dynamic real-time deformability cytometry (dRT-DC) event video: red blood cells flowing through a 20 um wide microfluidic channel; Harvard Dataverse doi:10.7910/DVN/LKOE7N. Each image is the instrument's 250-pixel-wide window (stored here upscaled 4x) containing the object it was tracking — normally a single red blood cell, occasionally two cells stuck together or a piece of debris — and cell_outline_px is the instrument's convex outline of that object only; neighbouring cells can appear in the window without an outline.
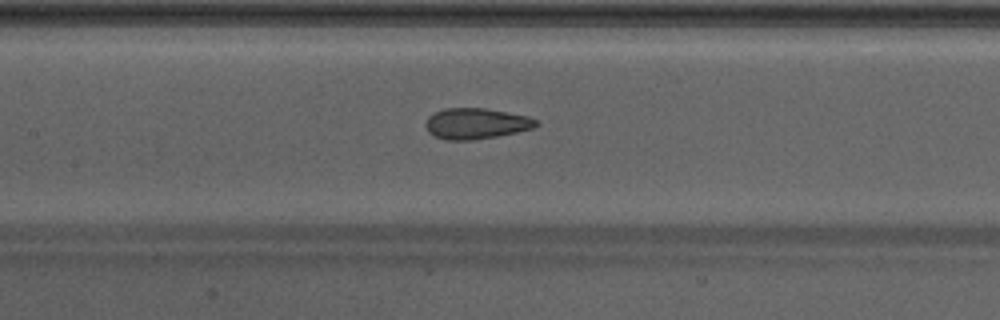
{"species": "Egyptian fruit bat (a non-hibernating species)", "species_latin": "Rousettus aegyptiacus", "temperature_condition": "warm", "stored_images_in_passage": 40, "camera_frame_rate_fps": 3000, "um_per_image_px": 0.085, "animal": {"sex": "male"}, "frame": {"image": 1, "passage_image": 23, "time_ms": 7.333, "image_size_px": [1000, 320], "cell_outline_px": [[540, 124], [532, 128], [516, 132], [496, 136], [472, 140], [444, 140], [428, 132], [424, 124], [428, 116], [444, 108], [484, 108], [528, 116], [536, 120]], "centroid_in_image_um": [40.43, 10.5], "position_along_channel_um": 167.0, "area_um2": 19.77}}
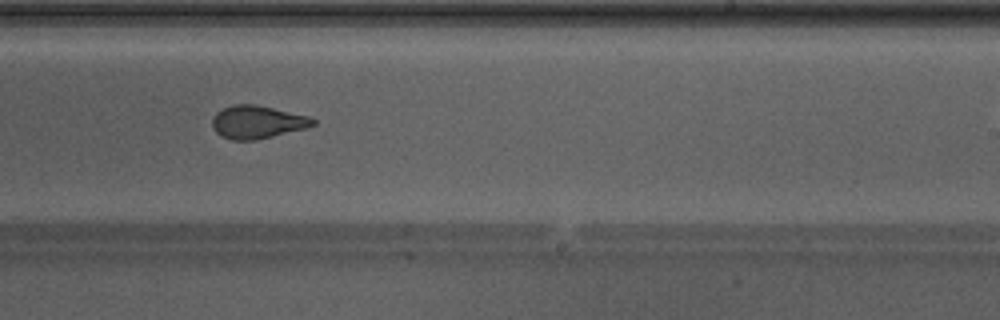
{"frame": {"image": 2, "passage_image": 30, "time_ms": 9.667, "image_size_px": [1000, 320], "cell_outline_px": [[316, 124], [304, 128], [256, 140], [232, 140], [220, 136], [212, 128], [212, 116], [216, 112], [224, 108], [236, 104], [256, 104], [308, 116], [316, 120]], "centroid_in_image_um": [21.82, 10.37], "position_along_channel_um": 267.2, "area_um2": 19.25}}
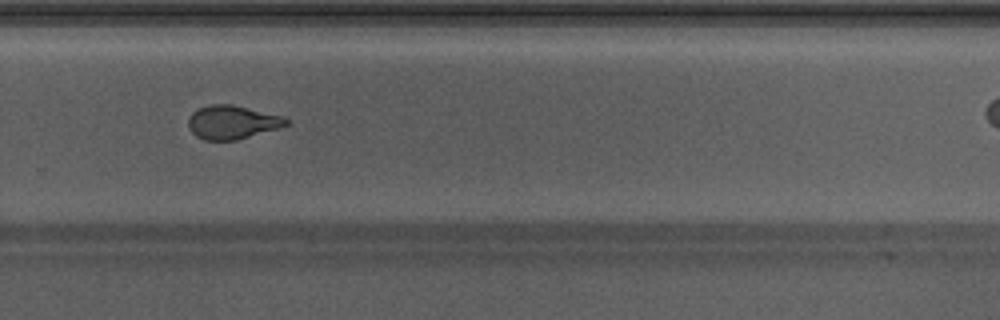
{"frame": {"image": 3, "passage_image": 33, "time_ms": 10.667, "image_size_px": [1000, 320], "cell_outline_px": [[288, 124], [280, 128], [236, 140], [204, 140], [196, 136], [188, 128], [188, 120], [192, 112], [208, 104], [232, 104], [284, 116], [288, 120]], "centroid_in_image_um": [19.74, 10.38], "position_along_channel_um": 310.1, "area_um2": 19.25}}